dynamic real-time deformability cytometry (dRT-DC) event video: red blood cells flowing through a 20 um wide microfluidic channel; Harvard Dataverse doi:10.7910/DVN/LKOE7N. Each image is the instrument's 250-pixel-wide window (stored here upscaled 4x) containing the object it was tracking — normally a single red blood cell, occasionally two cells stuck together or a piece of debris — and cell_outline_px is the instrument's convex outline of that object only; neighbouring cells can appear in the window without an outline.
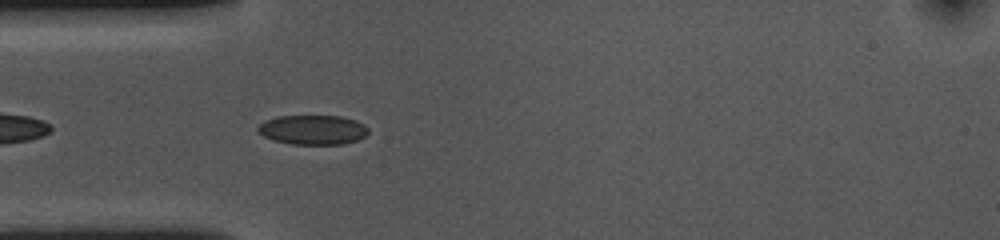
{"species": "common noctule bat (a hibernating species)", "species_latin": "Nyctalus noctula", "temperature_condition": "cold", "stored_images_in_passage": 8, "camera_frame_rate_fps": 3000, "um_per_image_px": 0.085, "animal": {"sex": "female", "body_mass_g": 10.0, "forearm_length_mm": 53.1}, "frame": {"image": 1, "passage_image": 4, "time_ms": 1.0, "image_size_px": [1000, 240], "cell_outline_px": [[368, 132], [364, 136], [356, 140], [344, 144], [292, 144], [272, 140], [264, 136], [256, 128], [264, 120], [276, 116], [344, 116], [356, 120], [364, 124], [368, 128]], "centroid_in_image_um": [26.59, 11.02], "position_along_channel_um": 58.4, "area_um2": 19.07}}